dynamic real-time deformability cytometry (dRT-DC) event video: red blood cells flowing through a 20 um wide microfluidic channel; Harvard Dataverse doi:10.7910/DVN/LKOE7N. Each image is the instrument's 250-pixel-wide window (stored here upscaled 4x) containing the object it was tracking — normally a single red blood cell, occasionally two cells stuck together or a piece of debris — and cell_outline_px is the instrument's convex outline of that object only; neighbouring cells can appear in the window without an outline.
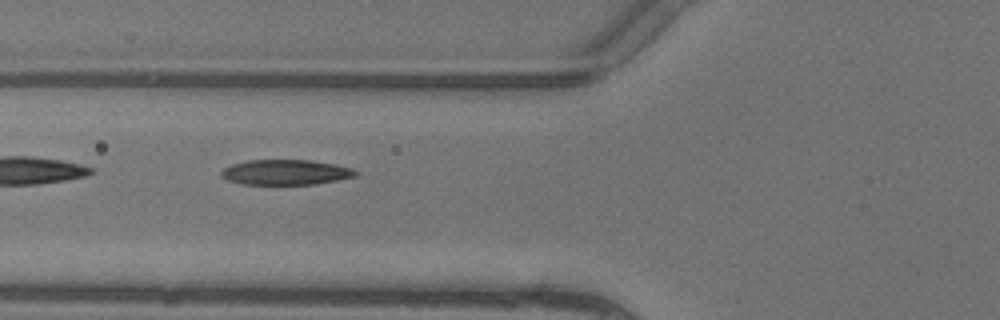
{"species": "common noctule bat (a hibernating species)", "species_latin": "Nyctalus noctula", "temperature_condition": "warm", "stored_images_in_passage": 6, "camera_frame_rate_fps": 3000, "um_per_image_px": 0.085, "animal": {"sex": "female"}, "frame": {"image": 1, "passage_image": 3, "time_ms": 0.667, "image_size_px": [1000, 320], "cell_outline_px": [[360, 172], [356, 176], [316, 184], [240, 184], [228, 180], [220, 176], [220, 172], [224, 168], [232, 164], [248, 160], [312, 160], [336, 164], [352, 168]], "centroid_in_image_um": [24.29, 14.64], "position_along_channel_um": 101.5, "area_um2": 19.83}}
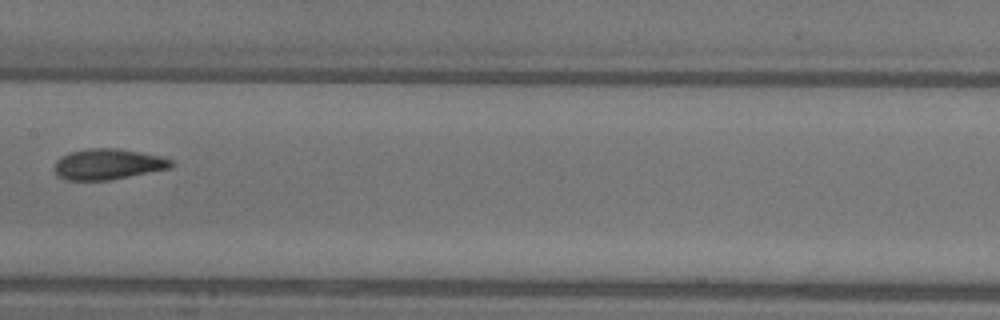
{"frame": {"image": 2, "passage_image": 5, "time_ms": 1.333, "image_size_px": [1000, 320], "cell_outline_px": [[172, 164], [168, 168], [108, 180], [68, 180], [56, 176], [52, 168], [56, 160], [60, 156], [68, 152], [88, 148], [116, 148], [140, 152], [160, 156], [172, 160]], "centroid_in_image_um": [9.06, 13.94], "position_along_channel_um": 198.3, "area_um2": 20.87}}
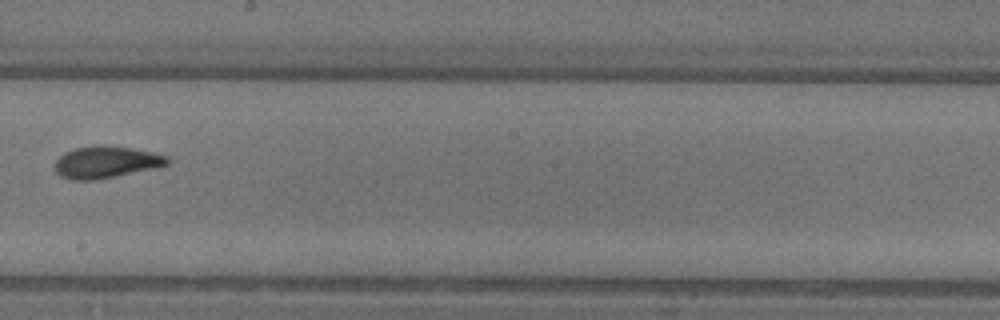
{"frame": {"image": 3, "passage_image": 6, "time_ms": 1.667, "image_size_px": [1000, 320], "cell_outline_px": [[172, 160], [168, 164], [156, 168], [116, 176], [92, 180], [72, 180], [60, 176], [56, 172], [52, 164], [64, 152], [76, 148], [132, 148], [152, 152], [168, 156]], "centroid_in_image_um": [9.02, 13.83], "position_along_channel_um": 239.2, "area_um2": 20.35}}